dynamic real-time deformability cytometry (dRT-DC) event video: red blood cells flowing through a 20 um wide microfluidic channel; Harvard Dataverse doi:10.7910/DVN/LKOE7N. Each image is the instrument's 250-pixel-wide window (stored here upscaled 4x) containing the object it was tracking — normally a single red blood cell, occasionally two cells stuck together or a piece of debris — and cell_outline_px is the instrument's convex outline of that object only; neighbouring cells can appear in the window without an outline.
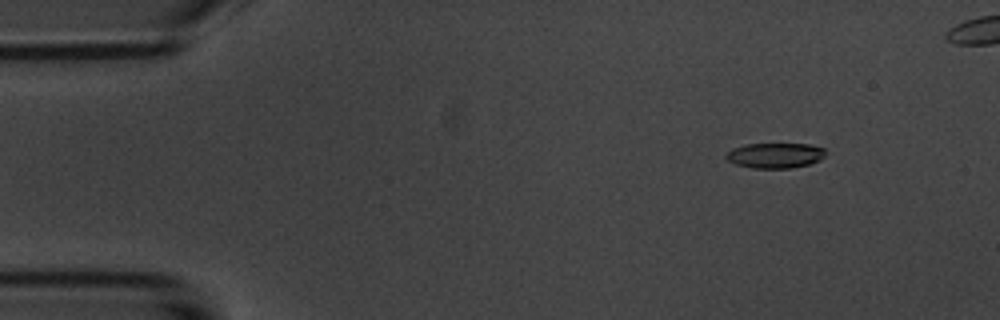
{"species": "common noctule bat (a hibernating species)", "species_latin": "Nyctalus noctula", "temperature_condition": "room temperature", "stored_images_in_passage": 52, "camera_frame_rate_fps": 3000, "um_per_image_px": 0.085, "animal": {"sex": "male", "body_mass_g": 20.1, "forearm_length_mm": 53.5}, "frame": {"image": 1, "passage_image": 7, "time_ms": 2.0, "image_size_px": [1000, 320], "cell_outline_px": [[824, 156], [820, 160], [808, 164], [792, 168], [752, 168], [736, 164], [728, 160], [724, 156], [732, 148], [744, 144], [808, 144], [824, 148]], "centroid_in_image_um": [65.86, 13.21], "position_along_channel_um": 19.1, "area_um2": 14.57}}
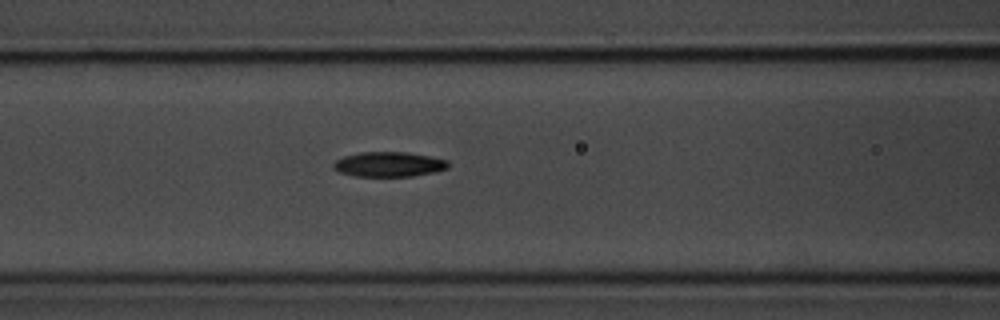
{"frame": {"image": 2, "passage_image": 23, "time_ms": 7.333, "image_size_px": [1000, 320], "cell_outline_px": [[448, 168], [436, 172], [412, 176], [356, 176], [340, 172], [332, 168], [332, 164], [336, 160], [344, 156], [360, 152], [404, 152], [428, 156], [448, 160]], "centroid_in_image_um": [33.04, 13.97], "position_along_channel_um": 133.6, "area_um2": 16.59}}
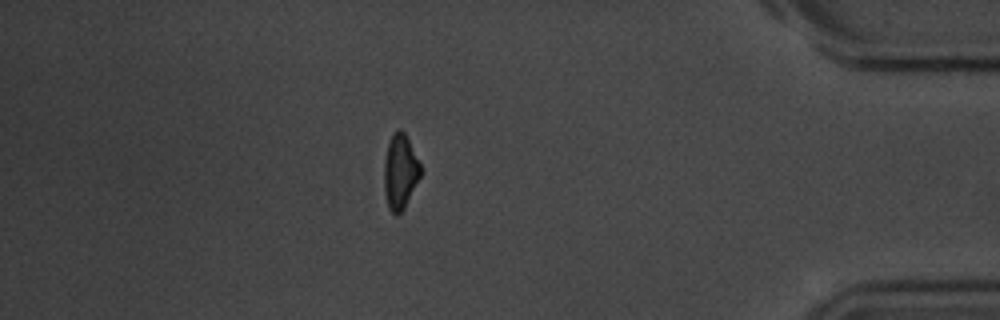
{"frame": {"image": 3, "passage_image": 48, "time_ms": 15.667, "image_size_px": [1000, 320], "cell_outline_px": [[420, 176], [404, 208], [396, 216], [388, 208], [384, 192], [384, 160], [388, 144], [392, 136], [400, 128], [404, 132], [420, 164]], "centroid_in_image_um": [33.99, 14.63], "position_along_channel_um": 401.2, "area_um2": 15.55}, "authors_computed_cell_mechanics": {"area_um2": 16.2996, "velocity_mm_per_s": 3.7064, "shape_relaxation_time_tau1_ms": 3.6688, "shape_relaxation_time_tau2_ms": null, "deformation_change_tau1": 0.1439, "deformation_change_tau2": null}}